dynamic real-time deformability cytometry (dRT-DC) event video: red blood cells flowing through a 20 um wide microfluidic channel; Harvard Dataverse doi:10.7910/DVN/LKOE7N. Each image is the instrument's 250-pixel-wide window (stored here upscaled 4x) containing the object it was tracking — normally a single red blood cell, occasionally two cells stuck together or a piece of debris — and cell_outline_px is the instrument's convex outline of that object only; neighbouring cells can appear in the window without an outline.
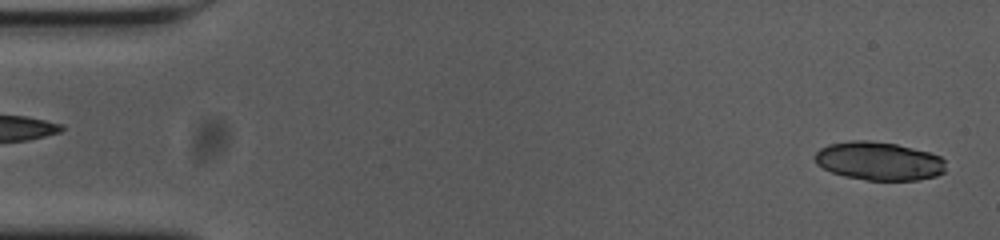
{"species": "common noctule bat (a hibernating species)", "species_latin": "Nyctalus noctula", "temperature_condition": "cold", "stored_images_in_passage": 54, "camera_frame_rate_fps": 3000, "um_per_image_px": 0.085, "animal": {"sex": "female", "body_mass_g": 23.0, "forearm_length_mm": 53.4}, "frame": {"image": 1, "passage_image": 1, "time_ms": 0.0, "image_size_px": [1000, 240], "cell_outline_px": [[944, 172], [936, 176], [916, 180], [864, 180], [844, 176], [832, 172], [816, 164], [816, 152], [820, 148], [828, 144], [852, 140], [868, 140], [896, 144], [928, 152], [940, 156], [944, 160]], "centroid_in_image_um": [74.69, 13.69], "position_along_channel_um": 10.3, "area_um2": 29.19}}
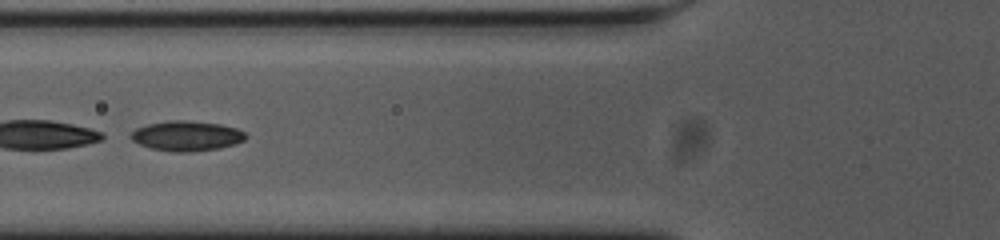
{"frame": {"image": 2, "passage_image": 20, "time_ms": 6.333, "image_size_px": [1000, 240], "cell_outline_px": [[248, 136], [244, 140], [236, 144], [220, 148], [188, 152], [176, 152], [152, 148], [140, 144], [132, 140], [132, 132], [136, 128], [148, 124], [168, 120], [184, 120], [220, 124], [236, 128], [244, 132]], "centroid_in_image_um": [15.9, 11.55], "position_along_channel_um": 109.9, "area_um2": 19.94}}